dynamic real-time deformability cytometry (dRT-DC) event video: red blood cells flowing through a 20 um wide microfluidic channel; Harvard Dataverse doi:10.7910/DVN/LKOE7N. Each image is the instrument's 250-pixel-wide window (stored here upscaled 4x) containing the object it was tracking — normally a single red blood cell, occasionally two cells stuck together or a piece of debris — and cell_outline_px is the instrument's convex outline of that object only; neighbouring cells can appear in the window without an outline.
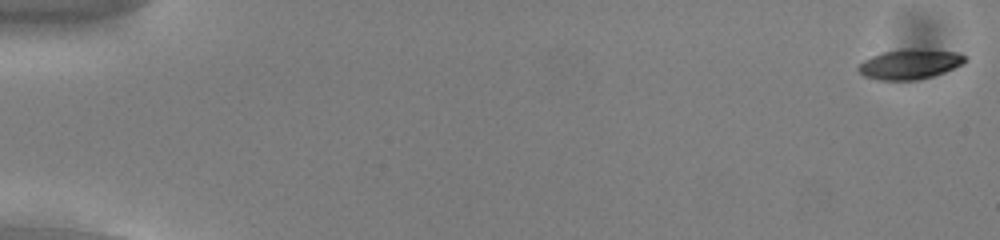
{"species": "common noctule bat (a hibernating species)", "species_latin": "Nyctalus noctula", "temperature_condition": "cold", "stored_images_in_passage": 54, "camera_frame_rate_fps": 3000, "um_per_image_px": 0.085, "animal": {"sex": "male", "body_mass_g": 13.0, "forearm_length_mm": 53.1}, "frame": {"image": 1, "passage_image": 1, "time_ms": 0.0, "image_size_px": [1000, 240], "cell_outline_px": [[968, 60], [944, 72], [932, 76], [916, 80], [876, 80], [864, 76], [856, 68], [864, 60], [872, 56], [884, 52], [912, 48], [916, 48], [960, 52]], "centroid_in_image_um": [77.33, 5.45], "position_along_channel_um": 7.7, "area_um2": 18.55}}
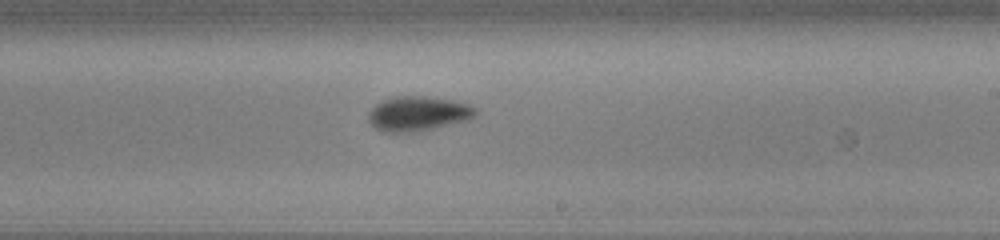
{"frame": {"image": 2, "passage_image": 33, "time_ms": 10.667, "image_size_px": [1000, 240], "cell_outline_px": [[476, 112], [468, 120], [420, 132], [384, 132], [368, 124], [368, 112], [376, 104], [384, 100], [396, 96], [424, 96], [452, 100], [468, 104], [476, 108]], "centroid_in_image_um": [35.5, 9.67], "position_along_channel_um": 253.5, "area_um2": 21.73}}
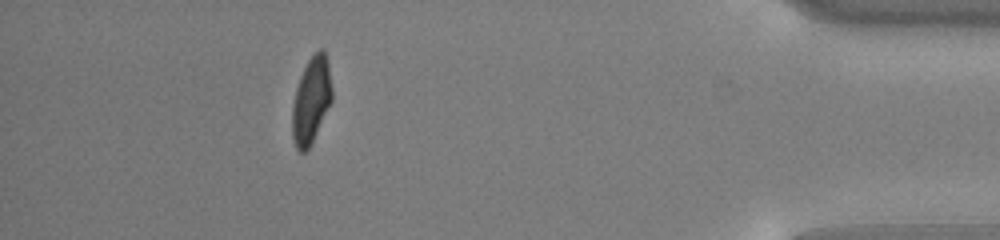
{"frame": {"image": 3, "passage_image": 49, "time_ms": 16.0, "image_size_px": [1000, 240], "cell_outline_px": [[332, 100], [312, 144], [304, 152], [300, 152], [296, 148], [292, 136], [292, 108], [296, 88], [300, 76], [308, 60], [320, 48], [324, 48], [328, 60], [332, 88]], "centroid_in_image_um": [26.46, 8.52], "position_along_channel_um": 408.7, "area_um2": 20.11}, "authors_computed_cell_mechanics": {"area_um2": 20.4034, "velocity_mm_per_s": 3.8512, "shape_relaxation_time_tau1_ms": 2.6791, "shape_relaxation_time_tau2_ms": 5.8038, "deformation_change_tau1": 0.1221, "deformation_change_tau2": 0.0954}}